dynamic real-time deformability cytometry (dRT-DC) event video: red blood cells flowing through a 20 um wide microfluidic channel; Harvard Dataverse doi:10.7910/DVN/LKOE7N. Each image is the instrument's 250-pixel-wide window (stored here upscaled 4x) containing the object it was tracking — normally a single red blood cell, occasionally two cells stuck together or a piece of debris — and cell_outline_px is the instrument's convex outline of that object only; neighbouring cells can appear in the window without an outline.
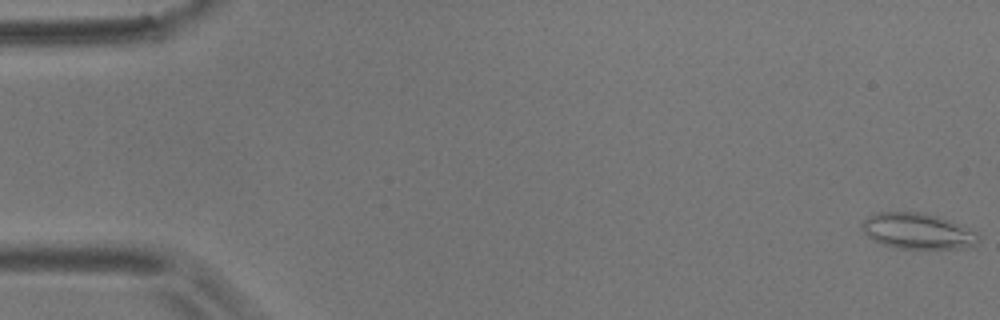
{"species": "common noctule bat (a hibernating species)", "species_latin": "Nyctalus noctula", "temperature_condition": "room temperature", "stored_images_in_passage": 57, "camera_frame_rate_fps": 3000, "um_per_image_px": 0.085, "animal": {"sex": "male", "body_mass_g": 17.9}, "frame": {"image": 1, "passage_image": 1, "time_ms": 0.0, "image_size_px": [1000, 320], "cell_outline_px": [[980, 236], [976, 244], [964, 248], [896, 248], [872, 240], [860, 228], [860, 224], [872, 212], [920, 212], [936, 216], [948, 220], [976, 232]], "centroid_in_image_um": [77.94, 19.63], "position_along_channel_um": 7.1, "area_um2": 24.16}}
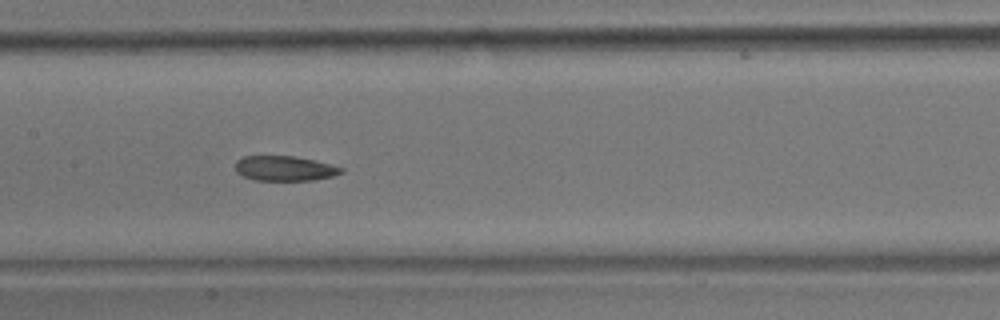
{"frame": {"image": 2, "passage_image": 28, "time_ms": 9.0, "image_size_px": [1000, 320], "cell_outline_px": [[344, 172], [332, 176], [316, 180], [252, 180], [236, 172], [236, 160], [244, 156], [292, 156], [332, 164], [344, 168]], "centroid_in_image_um": [24.21, 14.32], "position_along_channel_um": 183.2, "area_um2": 15.37}}
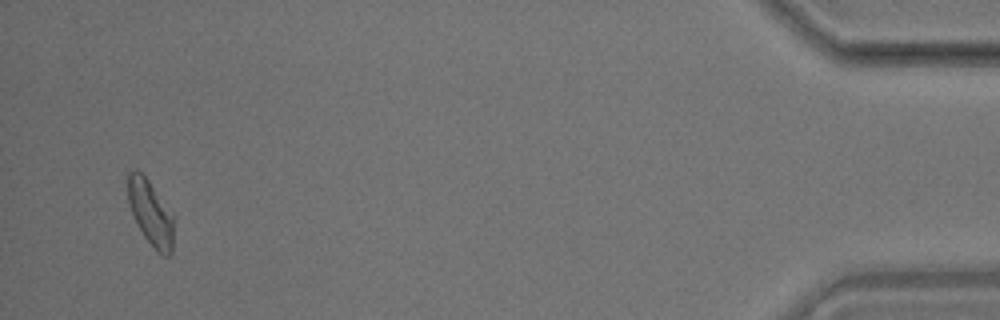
{"frame": {"image": 3, "passage_image": 55, "time_ms": 18.0, "image_size_px": [1000, 320], "cell_outline_px": [[172, 252], [168, 256], [164, 256], [144, 236], [132, 212], [128, 200], [128, 172], [136, 168], [148, 180], [172, 212]], "centroid_in_image_um": [12.79, 18.04], "position_along_channel_um": 422.4, "area_um2": 16.76}, "authors_computed_cell_mechanics": {"area_um2": 17.051, "velocity_mm_per_s": 3.537, "shape_relaxation_time_tau1_ms": null, "shape_relaxation_time_tau2_ms": 3.2638, "deformation_change_tau1": null, "deformation_change_tau2": 0.1055}}